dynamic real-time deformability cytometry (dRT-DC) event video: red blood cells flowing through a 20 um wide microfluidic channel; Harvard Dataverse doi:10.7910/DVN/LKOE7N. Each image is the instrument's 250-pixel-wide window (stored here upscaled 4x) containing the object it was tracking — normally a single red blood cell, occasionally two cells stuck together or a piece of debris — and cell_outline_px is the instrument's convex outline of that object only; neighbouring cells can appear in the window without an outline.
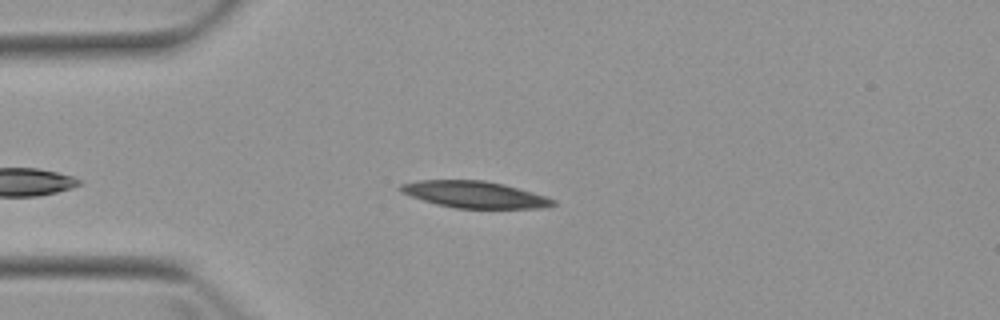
{"species": "Egyptian fruit bat (a non-hibernating species)", "species_latin": "Rousettus aegyptiacus", "temperature_condition": "warm", "stored_images_in_passage": 1, "camera_frame_rate_fps": 3000, "um_per_image_px": 0.085, "animal": {"sex": "female"}, "frame": {"image": 1, "passage_image": 1, "time_ms": 0.0, "image_size_px": [1000, 320], "cell_outline_px": [[556, 204], [544, 208], [456, 208], [436, 204], [400, 192], [396, 188], [400, 184], [420, 180], [484, 180], [504, 184], [548, 196], [556, 200]], "centroid_in_image_um": [40.36, 16.53], "position_along_channel_um": 44.6, "area_um2": 23.81}}